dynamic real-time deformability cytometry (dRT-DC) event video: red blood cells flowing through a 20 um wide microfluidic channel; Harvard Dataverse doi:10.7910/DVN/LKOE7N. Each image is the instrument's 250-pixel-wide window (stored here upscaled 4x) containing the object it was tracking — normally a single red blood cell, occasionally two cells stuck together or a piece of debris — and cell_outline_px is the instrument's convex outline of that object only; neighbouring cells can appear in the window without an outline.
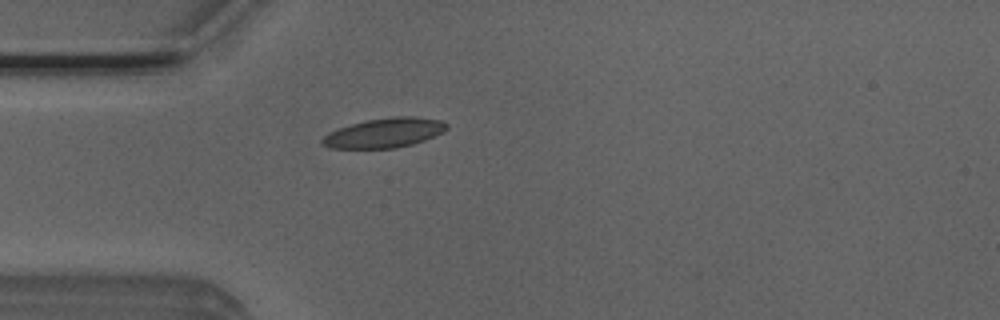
{"species": "Egyptian fruit bat (a non-hibernating species)", "species_latin": "Rousettus aegyptiacus", "temperature_condition": "room temperature", "stored_images_in_passage": 6, "camera_frame_rate_fps": 3000, "um_per_image_px": 0.085, "animal": {"sex": "male"}, "frame": {"image": 1, "passage_image": 5, "time_ms": 1.333, "image_size_px": [1000, 320], "cell_outline_px": [[448, 128], [444, 132], [424, 140], [412, 144], [396, 148], [328, 148], [320, 144], [320, 140], [328, 132], [364, 120], [392, 116], [412, 116], [440, 120], [448, 124]], "centroid_in_image_um": [32.66, 11.29], "position_along_channel_um": 52.3, "area_um2": 21.56}}